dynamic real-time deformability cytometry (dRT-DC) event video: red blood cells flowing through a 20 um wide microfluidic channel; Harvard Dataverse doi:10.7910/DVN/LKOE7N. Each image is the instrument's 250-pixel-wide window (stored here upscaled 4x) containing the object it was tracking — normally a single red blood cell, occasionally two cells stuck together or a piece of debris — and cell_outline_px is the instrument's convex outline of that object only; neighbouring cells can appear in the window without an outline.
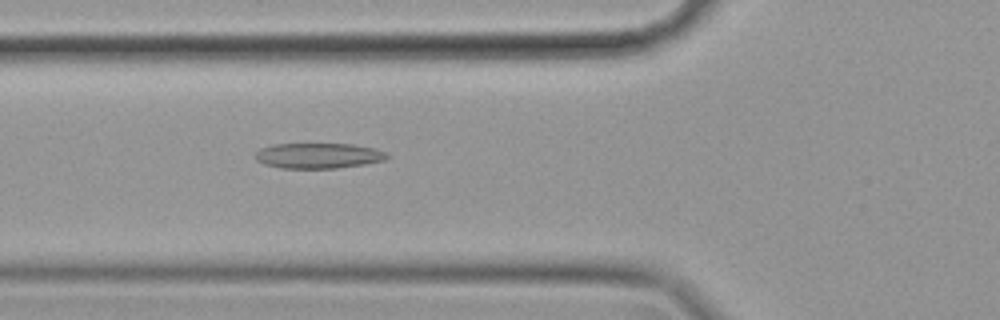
{"species": "common noctule bat (a hibernating species)", "species_latin": "Nyctalus noctula", "temperature_condition": "cold", "stored_images_in_passage": 54, "camera_frame_rate_fps": 3000, "um_per_image_px": 0.085, "animal": {"sex": "female", "body_mass_g": 19.9}, "frame": {"image": 1, "passage_image": 18, "time_ms": 5.667, "image_size_px": [1000, 320], "cell_outline_px": [[392, 156], [384, 160], [364, 164], [336, 168], [280, 168], [264, 164], [256, 160], [252, 156], [260, 148], [272, 144], [352, 144], [376, 148], [388, 152]], "centroid_in_image_um": [27.07, 13.23], "position_along_channel_um": 98.7, "area_um2": 19.77}}
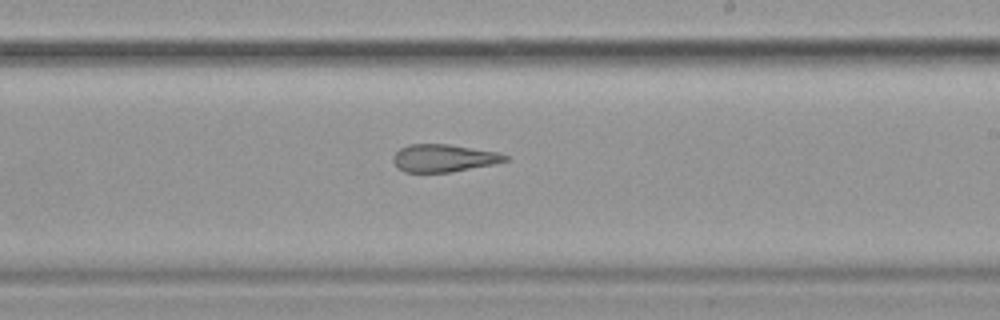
{"frame": {"image": 2, "passage_image": 31, "time_ms": 10.0, "image_size_px": [1000, 320], "cell_outline_px": [[508, 160], [496, 164], [452, 172], [404, 172], [396, 168], [392, 160], [392, 156], [400, 148], [408, 144], [448, 144], [500, 152], [508, 156]], "centroid_in_image_um": [37.71, 13.44], "position_along_channel_um": 251.3, "area_um2": 18.32}}
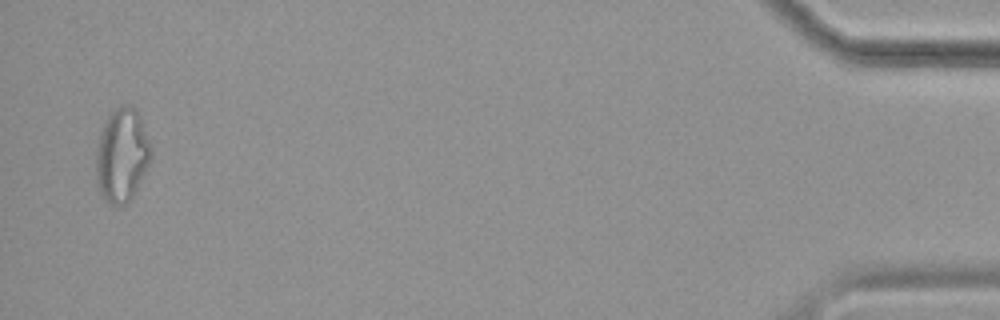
{"frame": {"image": 3, "passage_image": 53, "time_ms": 17.333, "image_size_px": [1000, 320], "cell_outline_px": [[152, 156], [132, 196], [124, 204], [112, 204], [104, 200], [100, 196], [96, 180], [96, 148], [100, 132], [104, 120], [116, 108], [124, 104], [128, 104], [136, 108], [140, 116], [152, 144]], "centroid_in_image_um": [10.35, 13.14], "position_along_channel_um": 424.8, "area_um2": 30.17}, "authors_computed_cell_mechanics": {"area_um2": 21.7039, "velocity_mm_per_s": 3.5238, "shape_relaxation_time_tau1_ms": null, "shape_relaxation_time_tau2_ms": 5.3672, "deformation_change_tau1": null, "deformation_change_tau2": 0.171}}